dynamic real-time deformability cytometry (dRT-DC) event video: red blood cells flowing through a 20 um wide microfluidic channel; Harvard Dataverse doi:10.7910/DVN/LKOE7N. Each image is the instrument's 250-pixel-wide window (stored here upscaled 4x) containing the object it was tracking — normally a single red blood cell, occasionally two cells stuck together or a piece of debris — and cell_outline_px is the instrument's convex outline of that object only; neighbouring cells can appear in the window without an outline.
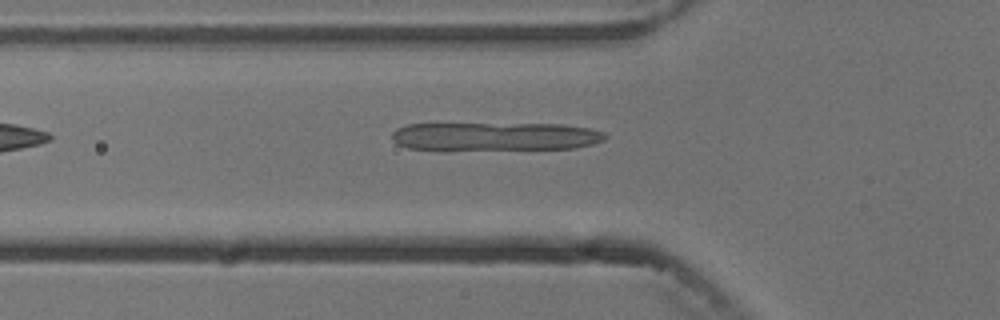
{"species": "common noctule bat (a hibernating species)", "species_latin": "Nyctalus noctula", "temperature_condition": "cold", "stored_images_in_passage": 4, "camera_frame_rate_fps": 3000, "um_per_image_px": 0.085, "animal": {"sex": "male", "body_mass_g": 13.3}, "frame": {"image": 1, "passage_image": 4, "time_ms": 3.667, "image_size_px": [1000, 320], "cell_outline_px": [[608, 136], [604, 140], [592, 144], [572, 148], [408, 148], [396, 144], [392, 140], [392, 132], [396, 128], [404, 124], [560, 124], [588, 128], [604, 132]], "centroid_in_image_um": [42.08, 11.57], "position_along_channel_um": 83.7, "area_um2": 34.33}}